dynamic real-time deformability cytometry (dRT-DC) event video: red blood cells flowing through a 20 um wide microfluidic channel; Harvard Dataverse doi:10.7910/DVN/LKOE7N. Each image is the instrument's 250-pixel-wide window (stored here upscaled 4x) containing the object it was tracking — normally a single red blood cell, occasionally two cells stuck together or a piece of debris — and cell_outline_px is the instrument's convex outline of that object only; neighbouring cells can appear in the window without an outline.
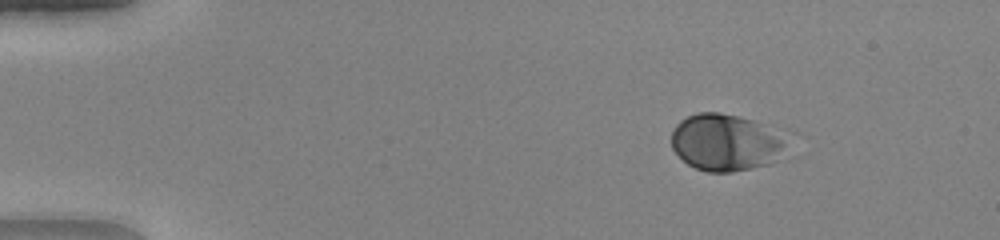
{"species": "human", "species_latin": "Homo sapiens", "temperature_condition": "warm", "stored_images_in_passage": 45, "camera_frame_rate_fps": 3000, "um_per_image_px": 0.085, "donor": {"sex": "female"}, "frame": {"image": 1, "passage_image": 2, "time_ms": 0.333, "image_size_px": [1000, 240], "cell_outline_px": [[796, 132], [768, 164], [732, 172], [708, 172], [696, 168], [688, 164], [672, 148], [672, 132], [676, 124], [680, 120], [688, 116], [700, 112], [720, 112], [740, 116], [788, 128]], "centroid_in_image_um": [61.83, 12.04], "position_along_channel_um": 23.2, "area_um2": 39.42}}
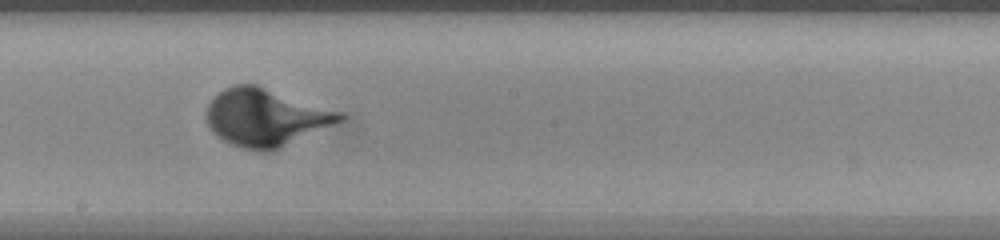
{"frame": {"image": 2, "passage_image": 24, "time_ms": 7.667, "image_size_px": [1000, 240], "cell_outline_px": [[344, 120], [272, 152], [260, 152], [244, 148], [232, 144], [224, 140], [208, 124], [208, 104], [224, 88], [236, 84], [256, 84], [340, 112], [344, 116]], "centroid_in_image_um": [22.61, 9.99], "position_along_channel_um": 225.6, "area_um2": 43.93}}
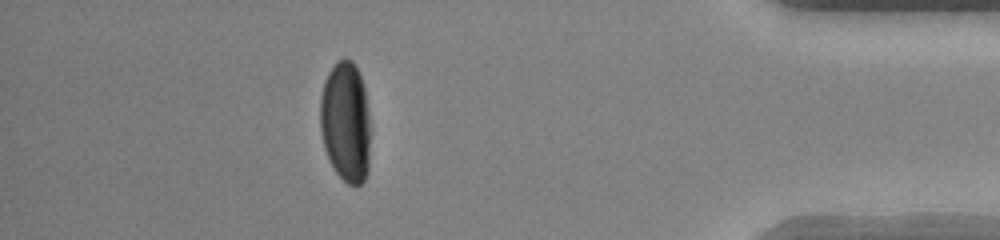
{"frame": {"image": 3, "passage_image": 40, "time_ms": 13.0, "image_size_px": [1000, 240], "cell_outline_px": [[372, 132], [368, 172], [364, 180], [356, 188], [348, 184], [336, 172], [324, 148], [320, 132], [320, 96], [324, 80], [328, 72], [344, 56], [352, 60], [360, 76], [364, 88]], "centroid_in_image_um": [29.4, 10.4], "position_along_channel_um": 405.8, "area_um2": 36.07}}